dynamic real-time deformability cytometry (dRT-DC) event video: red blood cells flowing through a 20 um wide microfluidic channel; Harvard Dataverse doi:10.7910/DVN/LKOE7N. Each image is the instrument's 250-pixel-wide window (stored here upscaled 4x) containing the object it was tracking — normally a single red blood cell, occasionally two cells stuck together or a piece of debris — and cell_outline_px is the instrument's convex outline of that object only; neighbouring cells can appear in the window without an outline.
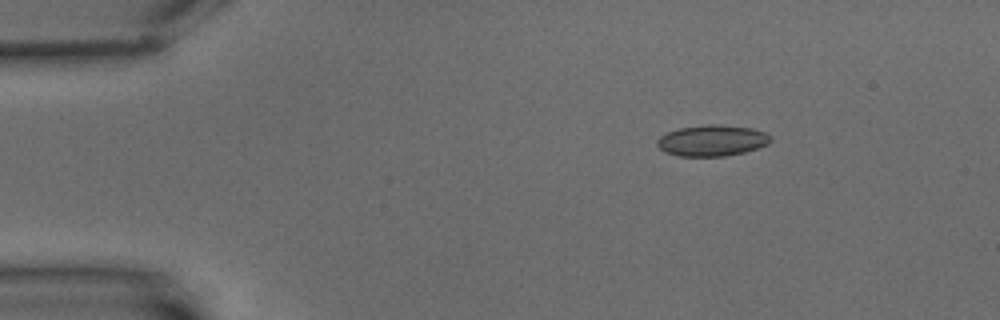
{"species": "common noctule bat (a hibernating species)", "species_latin": "Nyctalus noctula", "temperature_condition": "warm", "stored_images_in_passage": 5, "camera_frame_rate_fps": 3000, "um_per_image_px": 0.085, "animal": {"sex": "male", "body_mass_g": 15.6}, "frame": {"image": 1, "passage_image": 3, "time_ms": 3.0, "image_size_px": [1000, 320], "cell_outline_px": [[772, 140], [768, 144], [744, 152], [724, 156], [680, 156], [664, 152], [656, 144], [656, 140], [660, 136], [668, 132], [680, 128], [708, 124], [716, 124], [752, 128], [764, 132], [772, 136]], "centroid_in_image_um": [60.52, 11.94], "position_along_channel_um": 24.5, "area_um2": 20.52}}
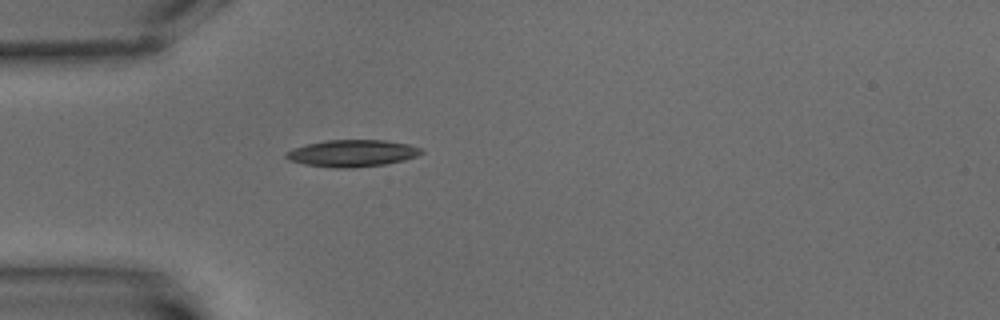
{"frame": {"image": 2, "passage_image": 5, "time_ms": 6.0, "image_size_px": [1000, 320], "cell_outline_px": [[424, 152], [416, 156], [404, 160], [384, 164], [352, 168], [336, 168], [304, 164], [288, 160], [284, 156], [284, 152], [292, 148], [324, 140], [384, 140], [408, 144], [420, 148]], "centroid_in_image_um": [29.89, 13.02], "position_along_channel_um": 55.1, "area_um2": 21.21}}